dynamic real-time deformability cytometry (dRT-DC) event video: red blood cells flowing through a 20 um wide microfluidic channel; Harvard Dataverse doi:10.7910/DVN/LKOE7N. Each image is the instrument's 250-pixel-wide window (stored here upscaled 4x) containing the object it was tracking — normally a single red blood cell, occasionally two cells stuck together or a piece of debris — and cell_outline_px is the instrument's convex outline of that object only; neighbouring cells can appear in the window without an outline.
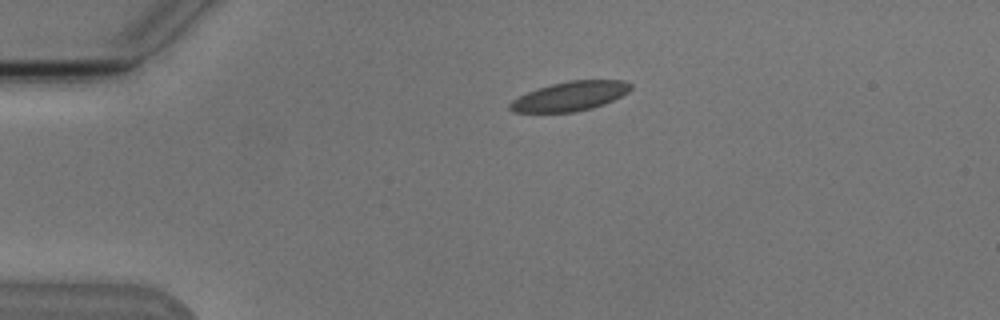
{"species": "Egyptian fruit bat (a non-hibernating species)", "species_latin": "Rousettus aegyptiacus", "temperature_condition": "cold", "stored_images_in_passage": 5, "camera_frame_rate_fps": 3000, "um_per_image_px": 0.085, "animal": {"sex": "male"}, "frame": {"image": 1, "passage_image": 5, "time_ms": 5.333, "image_size_px": [1000, 320], "cell_outline_px": [[632, 88], [628, 92], [604, 104], [592, 108], [576, 112], [512, 112], [508, 108], [508, 104], [512, 100], [528, 92], [552, 84], [568, 80], [624, 80], [632, 84]], "centroid_in_image_um": [48.46, 8.18], "position_along_channel_um": 36.5, "area_um2": 20.58}}